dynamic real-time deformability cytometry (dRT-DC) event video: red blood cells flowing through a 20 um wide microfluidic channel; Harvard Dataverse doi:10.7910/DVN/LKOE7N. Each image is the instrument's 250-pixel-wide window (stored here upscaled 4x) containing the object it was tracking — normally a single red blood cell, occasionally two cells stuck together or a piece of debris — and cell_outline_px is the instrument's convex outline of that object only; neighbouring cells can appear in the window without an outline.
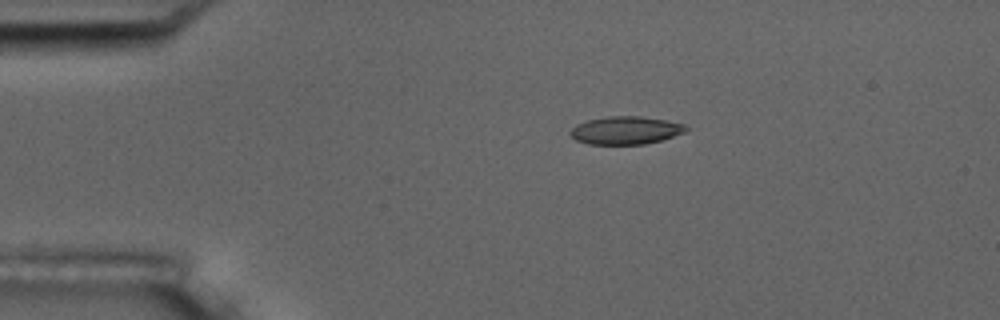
{"species": "common noctule bat (a hibernating species)", "species_latin": "Nyctalus noctula", "temperature_condition": "room temperature", "stored_images_in_passage": 9, "camera_frame_rate_fps": 3000, "um_per_image_px": 0.085, "animal": {"sex": "male", "body_mass_g": 17.5, "forearm_length_mm": 52.3}, "frame": {"image": 1, "passage_image": 1, "time_ms": 0.0, "image_size_px": [1000, 320], "cell_outline_px": [[688, 128], [684, 132], [660, 140], [644, 144], [588, 144], [576, 140], [568, 132], [576, 124], [588, 120], [608, 116], [640, 116], [664, 120], [684, 124]], "centroid_in_image_um": [53.14, 11.07], "position_along_channel_um": 31.9, "area_um2": 18.61}}
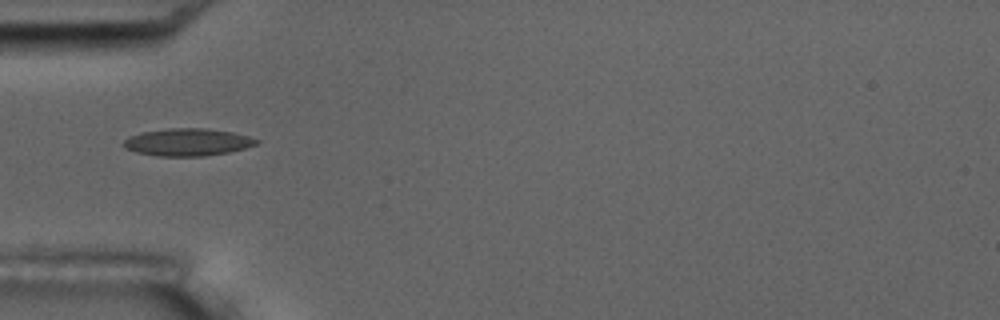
{"frame": {"image": 2, "passage_image": 3, "time_ms": 2.333, "image_size_px": [1000, 320], "cell_outline_px": [[260, 140], [256, 144], [244, 148], [228, 152], [204, 156], [156, 156], [136, 152], [124, 148], [120, 144], [128, 136], [140, 132], [168, 128], [204, 128], [232, 132], [248, 136]], "centroid_in_image_um": [15.87, 12.08], "position_along_channel_um": 69.1, "area_um2": 21.33}}
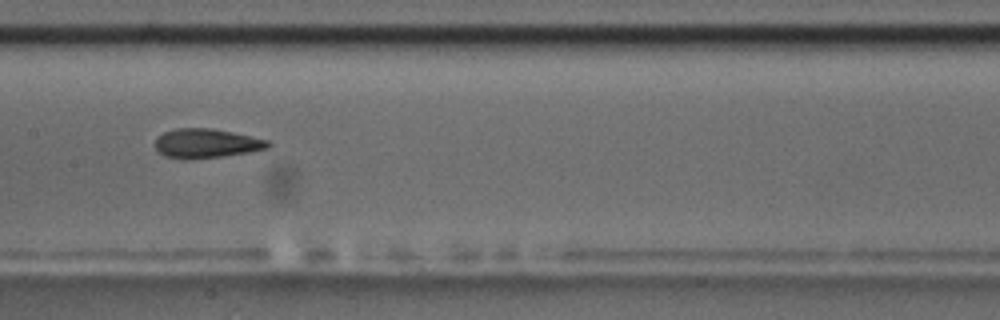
{"frame": {"image": 3, "passage_image": 6, "time_ms": 5.667, "image_size_px": [1000, 320], "cell_outline_px": [[272, 144], [268, 148], [248, 152], [220, 156], [184, 160], [180, 160], [164, 156], [156, 148], [156, 140], [164, 132], [176, 128], [212, 128], [232, 132], [268, 140]], "centroid_in_image_um": [17.53, 12.19], "position_along_channel_um": 189.9, "area_um2": 19.13}}